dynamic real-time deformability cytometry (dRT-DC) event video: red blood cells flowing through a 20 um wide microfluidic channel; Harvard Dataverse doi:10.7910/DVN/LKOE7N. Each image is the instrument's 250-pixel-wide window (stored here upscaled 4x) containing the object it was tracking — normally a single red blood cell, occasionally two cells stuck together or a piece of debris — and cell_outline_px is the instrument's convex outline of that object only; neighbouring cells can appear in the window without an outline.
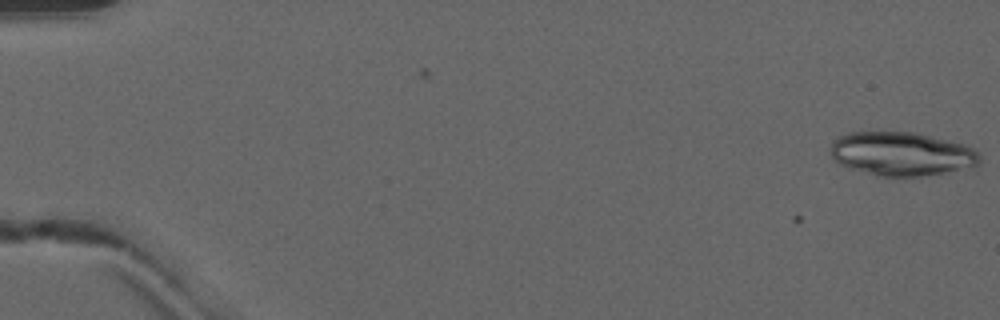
{"species": "common noctule bat (a hibernating species)", "species_latin": "Nyctalus noctula", "temperature_condition": "warm", "stored_images_in_passage": 6, "camera_frame_rate_fps": 3000, "um_per_image_px": 0.085, "animal": {"sex": "male", "forearm_length_mm": 52.5}, "frame": {"image": 1, "passage_image": 6, "time_ms": 1.667, "image_size_px": [1000, 320], "cell_outline_px": [[980, 160], [976, 164], [944, 172], [920, 176], [876, 176], [848, 168], [832, 160], [828, 152], [832, 140], [836, 136], [848, 132], [916, 132], [964, 144], [972, 148], [980, 156]], "centroid_in_image_um": [76.5, 13.06], "position_along_channel_um": 8.5, "area_um2": 38.15}}